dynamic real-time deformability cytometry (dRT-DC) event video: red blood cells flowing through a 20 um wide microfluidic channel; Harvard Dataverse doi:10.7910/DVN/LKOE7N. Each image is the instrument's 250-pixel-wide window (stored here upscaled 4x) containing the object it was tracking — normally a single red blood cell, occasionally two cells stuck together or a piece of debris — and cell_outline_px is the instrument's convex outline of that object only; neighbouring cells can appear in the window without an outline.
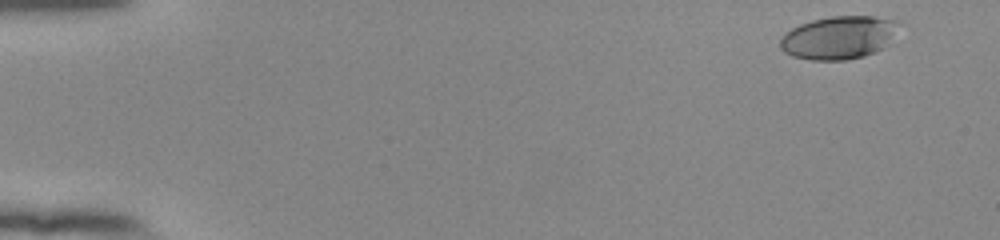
{"species": "human", "species_latin": "Homo sapiens", "temperature_condition": "room temperature", "stored_images_in_passage": 52, "camera_frame_rate_fps": 3000, "um_per_image_px": 0.085, "donor": {"sex": "female"}, "frame": {"image": 1, "passage_image": 1, "time_ms": 0.0, "image_size_px": [1000, 240], "cell_outline_px": [[908, 24], [884, 48], [876, 52], [864, 56], [844, 60], [812, 60], [792, 56], [784, 52], [780, 48], [780, 40], [792, 28], [800, 24], [812, 20], [832, 16], [872, 16], [904, 20]], "centroid_in_image_um": [71.46, 3.17], "position_along_channel_um": 13.5, "area_um2": 30.63}}
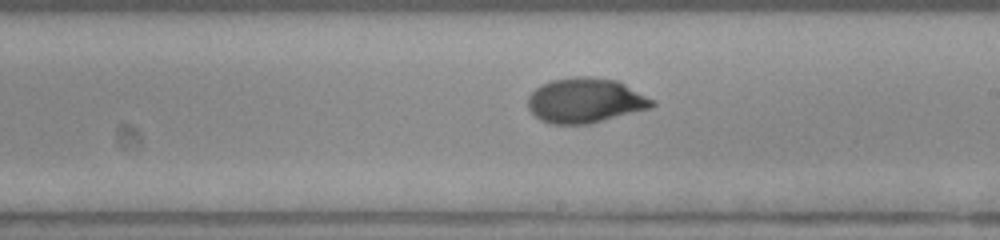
{"frame": {"image": 2, "passage_image": 30, "time_ms": 9.667, "image_size_px": [1000, 240], "cell_outline_px": [[656, 104], [652, 108], [588, 124], [548, 124], [540, 120], [528, 108], [528, 96], [540, 84], [552, 80], [576, 76], [592, 76], [616, 80], [656, 100]], "centroid_in_image_um": [49.76, 8.54], "position_along_channel_um": 239.2, "area_um2": 32.71}}
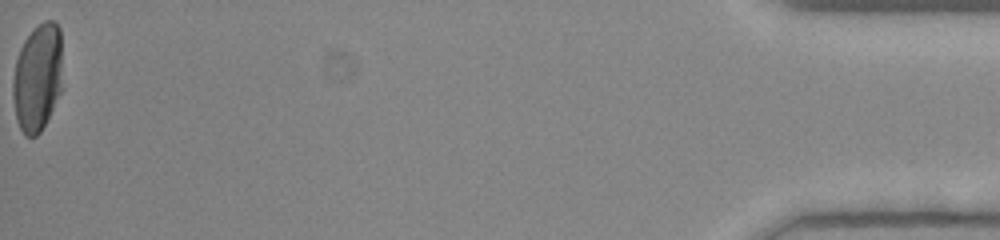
{"frame": {"image": 3, "passage_image": 52, "time_ms": 17.0, "image_size_px": [1000, 240], "cell_outline_px": [[64, 88], [40, 132], [36, 136], [24, 136], [16, 120], [12, 96], [12, 80], [16, 60], [20, 48], [24, 40], [44, 20], [52, 20], [60, 28]], "centroid_in_image_um": [3.22, 6.61], "position_along_channel_um": 432.0, "area_um2": 31.85}, "authors_computed_cell_mechanics": {"area_um2": 31.4432, "velocity_mm_per_s": 3.8773, "shape_relaxation_time_tau1_ms": 4.4183, "shape_relaxation_time_tau2_ms": null, "deformation_change_tau1": 0.2003, "deformation_change_tau2": null}}